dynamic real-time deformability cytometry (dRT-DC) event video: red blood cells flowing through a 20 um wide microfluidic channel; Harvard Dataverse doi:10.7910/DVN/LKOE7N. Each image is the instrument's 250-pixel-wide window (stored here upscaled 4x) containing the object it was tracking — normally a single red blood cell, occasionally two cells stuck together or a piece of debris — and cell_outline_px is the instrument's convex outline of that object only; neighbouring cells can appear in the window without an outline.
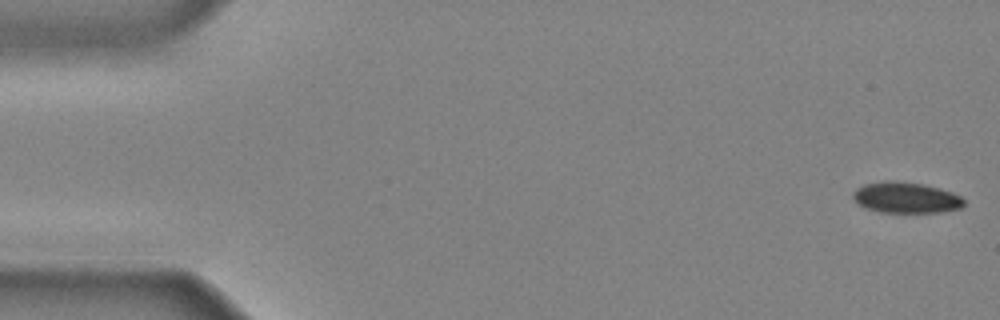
{"species": "common noctule bat (a hibernating species)", "species_latin": "Nyctalus noctula", "temperature_condition": "cold", "stored_images_in_passage": 43, "camera_frame_rate_fps": 3000, "um_per_image_px": 0.085, "animal": {"sex": "male", "body_mass_g": 20.4}, "frame": {"image": 1, "passage_image": 1, "time_ms": 0.0, "image_size_px": [1000, 320], "cell_outline_px": [[964, 204], [960, 208], [940, 212], [880, 212], [864, 208], [852, 196], [852, 192], [856, 188], [864, 184], [884, 180], [892, 180], [924, 184], [940, 188], [952, 192], [960, 196], [964, 200]], "centroid_in_image_um": [76.98, 16.78], "position_along_channel_um": 8.0, "area_um2": 20.06}}
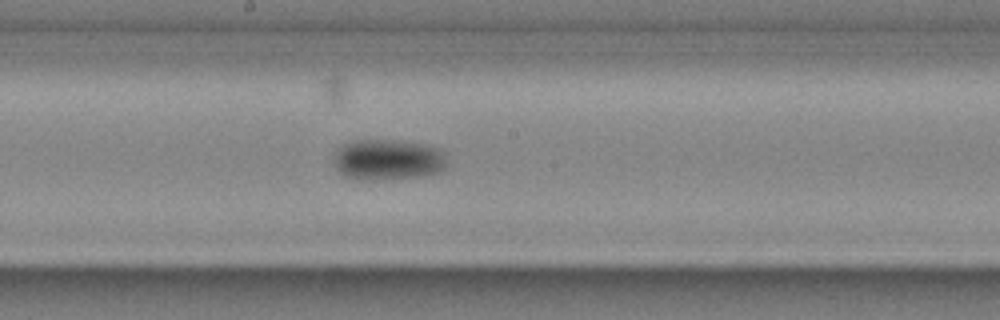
{"frame": {"image": 2, "passage_image": 24, "time_ms": 7.667, "image_size_px": [1000, 320], "cell_outline_px": [[444, 168], [436, 172], [416, 176], [380, 180], [368, 180], [344, 176], [336, 168], [332, 156], [344, 144], [356, 140], [404, 140], [428, 144], [440, 148], [444, 164]], "centroid_in_image_um": [32.92, 13.55], "position_along_channel_um": 215.3, "area_um2": 26.7}}
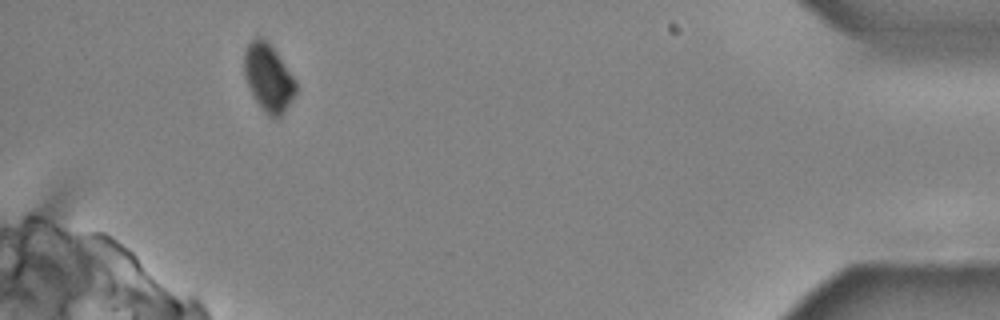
{"frame": {"image": 3, "passage_image": 41, "time_ms": 13.333, "image_size_px": [1000, 320], "cell_outline_px": [[296, 92], [284, 112], [280, 116], [268, 116], [264, 112], [256, 100], [244, 76], [244, 52], [248, 44], [256, 36], [260, 36], [276, 52], [296, 80]], "centroid_in_image_um": [22.81, 6.6], "position_along_channel_um": 412.4, "area_um2": 19.88}}